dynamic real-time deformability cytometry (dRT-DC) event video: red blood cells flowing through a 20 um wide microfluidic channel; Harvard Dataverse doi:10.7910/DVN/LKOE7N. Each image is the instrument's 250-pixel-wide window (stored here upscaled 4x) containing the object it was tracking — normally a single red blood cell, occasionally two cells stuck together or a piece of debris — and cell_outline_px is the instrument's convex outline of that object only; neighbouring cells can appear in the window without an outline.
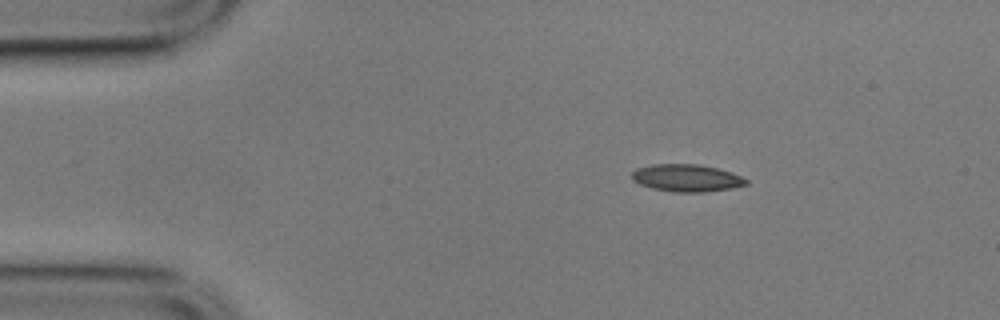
{"species": "common noctule bat (a hibernating species)", "species_latin": "Nyctalus noctula", "temperature_condition": "cold", "stored_images_in_passage": 12, "camera_frame_rate_fps": 3000, "um_per_image_px": 0.085, "animal": {"sex": "male", "body_mass_g": 17.9}, "frame": {"image": 1, "passage_image": 1, "time_ms": 0.0, "image_size_px": [1000, 320], "cell_outline_px": [[748, 184], [732, 188], [704, 192], [672, 192], [652, 188], [640, 184], [632, 180], [632, 172], [636, 168], [652, 164], [696, 164], [716, 168], [732, 172], [748, 180]], "centroid_in_image_um": [58.35, 15.13], "position_along_channel_um": 26.6, "area_um2": 18.21}}
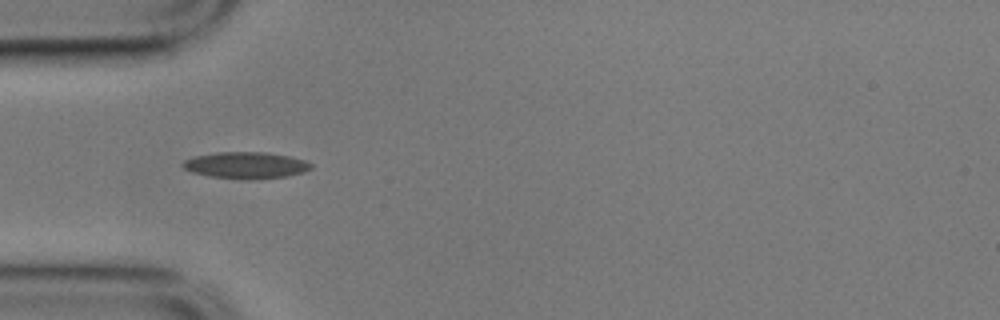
{"frame": {"image": 2, "passage_image": 9, "time_ms": 2.667, "image_size_px": [1000, 320], "cell_outline_px": [[312, 168], [304, 172], [288, 176], [208, 176], [192, 172], [184, 168], [180, 164], [184, 160], [196, 156], [216, 152], [268, 152], [288, 156], [304, 160], [312, 164]], "centroid_in_image_um": [20.89, 13.98], "position_along_channel_um": 64.1, "area_um2": 18.79}}